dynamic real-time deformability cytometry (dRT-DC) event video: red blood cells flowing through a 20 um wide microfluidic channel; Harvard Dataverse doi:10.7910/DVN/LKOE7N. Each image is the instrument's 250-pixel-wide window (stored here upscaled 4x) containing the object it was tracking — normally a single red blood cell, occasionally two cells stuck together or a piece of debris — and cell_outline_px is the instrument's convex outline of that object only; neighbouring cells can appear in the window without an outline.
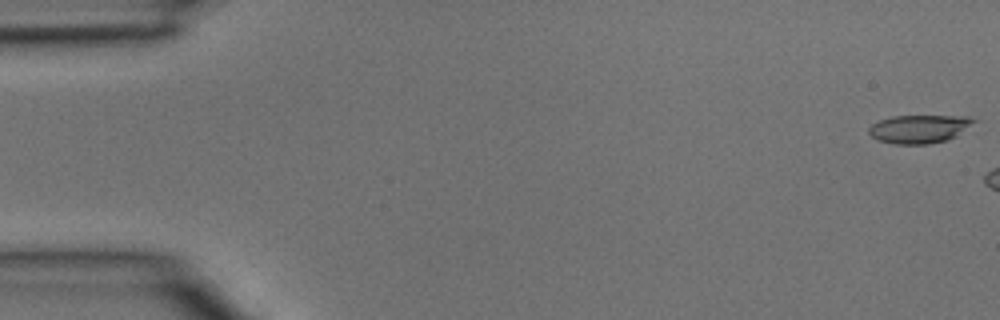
{"species": "common noctule bat (a hibernating species)", "species_latin": "Nyctalus noctula", "temperature_condition": "room temperature", "stored_images_in_passage": 6, "camera_frame_rate_fps": 3000, "um_per_image_px": 0.085, "animal": {"sex": "male", "body_mass_g": 15.6}, "frame": {"image": 1, "passage_image": 1, "time_ms": 0.0, "image_size_px": [1000, 320], "cell_outline_px": [[980, 120], [956, 136], [944, 140], [928, 144], [896, 144], [876, 140], [868, 132], [868, 128], [872, 124], [880, 120], [892, 116], [968, 116]], "centroid_in_image_um": [78.16, 10.95], "position_along_channel_um": 6.8, "area_um2": 17.4}}